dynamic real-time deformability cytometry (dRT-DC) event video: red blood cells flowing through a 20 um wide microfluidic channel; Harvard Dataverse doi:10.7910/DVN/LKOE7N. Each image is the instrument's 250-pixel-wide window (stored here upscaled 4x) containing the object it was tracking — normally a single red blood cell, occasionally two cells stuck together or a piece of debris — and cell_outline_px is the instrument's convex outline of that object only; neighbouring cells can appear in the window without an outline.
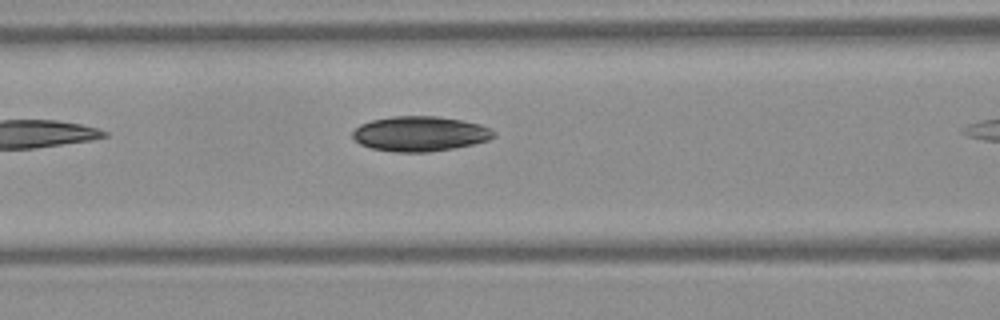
{"species": "Egyptian fruit bat (a non-hibernating species)", "species_latin": "Rousettus aegyptiacus", "temperature_condition": "warm", "stored_images_in_passage": 4, "segment_of_instrument_passage": [1, 2], "camera_frame_rate_fps": 3000, "um_per_image_px": 0.085, "frame": {"image": 1, "passage_image": 3, "time_ms": 0.667, "image_size_px": [1000, 320], "cell_outline_px": [[496, 136], [488, 140], [472, 144], [452, 148], [428, 152], [396, 152], [372, 148], [360, 144], [352, 136], [352, 132], [360, 124], [372, 120], [392, 116], [436, 116], [460, 120], [480, 124], [496, 132]], "centroid_in_image_um": [35.69, 11.36], "position_along_channel_um": 130.9, "area_um2": 28.61}}